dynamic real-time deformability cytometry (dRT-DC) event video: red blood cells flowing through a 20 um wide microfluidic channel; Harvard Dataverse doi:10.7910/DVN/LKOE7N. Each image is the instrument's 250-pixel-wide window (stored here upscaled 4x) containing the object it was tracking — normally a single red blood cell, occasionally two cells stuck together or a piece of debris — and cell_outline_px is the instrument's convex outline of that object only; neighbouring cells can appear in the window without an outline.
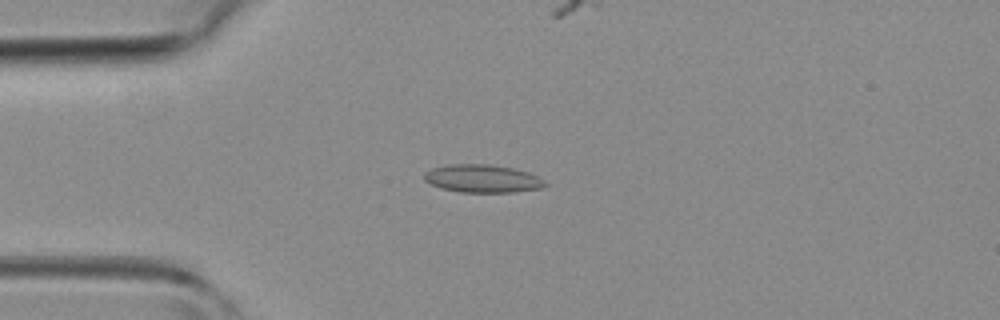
{"species": "common noctule bat (a hibernating species)", "species_latin": "Nyctalus noctula", "temperature_condition": "room temperature", "stored_images_in_passage": 40, "camera_frame_rate_fps": 3000, "um_per_image_px": 0.085, "animal": {"sex": "female", "body_mass_g": 19.3, "forearm_length_mm": 54.1}, "frame": {"image": 1, "passage_image": 6, "time_ms": 1.667, "image_size_px": [1000, 320], "cell_outline_px": [[548, 184], [544, 188], [512, 192], [460, 192], [440, 188], [424, 180], [424, 172], [432, 168], [448, 164], [488, 164], [512, 168], [528, 172], [544, 180]], "centroid_in_image_um": [41.01, 15.18], "position_along_channel_um": 44.0, "area_um2": 19.71}}
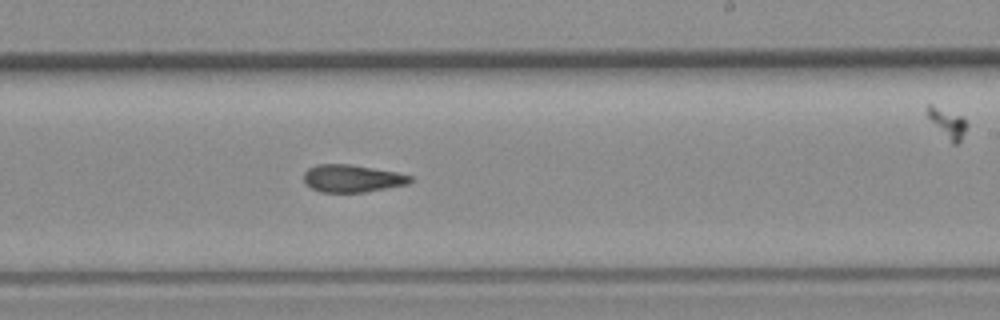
{"frame": {"image": 2, "passage_image": 21, "time_ms": 6.667, "image_size_px": [1000, 320], "cell_outline_px": [[412, 180], [408, 184], [364, 192], [320, 192], [304, 184], [304, 172], [308, 168], [316, 164], [348, 164], [396, 172], [412, 176]], "centroid_in_image_um": [29.89, 15.17], "position_along_channel_um": 259.1, "area_um2": 16.99}}
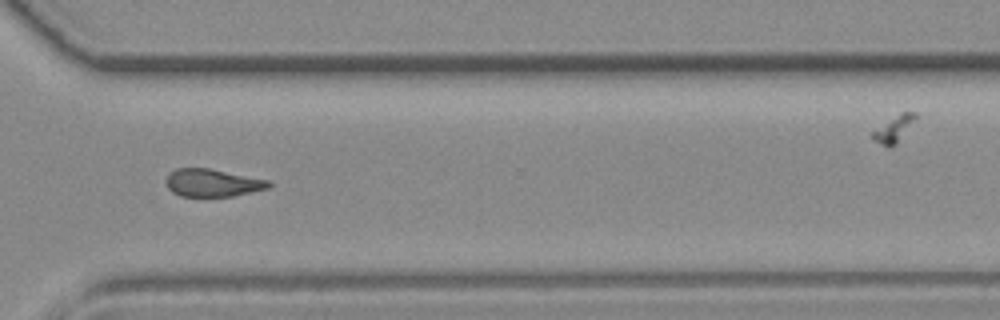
{"frame": {"image": 3, "passage_image": 27, "time_ms": 8.667, "image_size_px": [1000, 320], "cell_outline_px": [[272, 184], [268, 188], [232, 196], [180, 196], [172, 192], [168, 188], [168, 176], [176, 168], [208, 168], [268, 180]], "centroid_in_image_um": [18.07, 15.54], "position_along_channel_um": 352.5, "area_um2": 16.18}}